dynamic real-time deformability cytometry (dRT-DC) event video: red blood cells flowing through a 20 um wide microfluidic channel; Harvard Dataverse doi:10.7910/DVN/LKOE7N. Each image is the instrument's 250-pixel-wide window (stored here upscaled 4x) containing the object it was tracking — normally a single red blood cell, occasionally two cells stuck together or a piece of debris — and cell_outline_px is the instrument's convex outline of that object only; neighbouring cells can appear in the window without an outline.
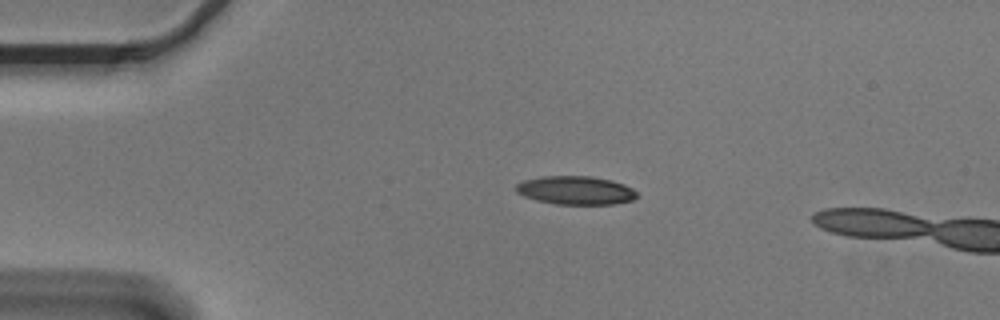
{"species": "Egyptian fruit bat (a non-hibernating species)", "species_latin": "Rousettus aegyptiacus", "temperature_condition": "cold", "stored_images_in_passage": 4, "camera_frame_rate_fps": 3000, "um_per_image_px": 0.085, "animal": {"sex": "male"}, "frame": {"image": 1, "passage_image": 1, "time_ms": 0.0, "image_size_px": [1000, 320], "cell_outline_px": [[636, 196], [632, 200], [612, 204], [556, 204], [536, 200], [524, 196], [516, 192], [516, 184], [524, 180], [540, 176], [592, 176], [612, 180], [624, 184], [632, 188], [636, 192]], "centroid_in_image_um": [48.91, 16.17], "position_along_channel_um": 36.1, "area_um2": 20.06}}